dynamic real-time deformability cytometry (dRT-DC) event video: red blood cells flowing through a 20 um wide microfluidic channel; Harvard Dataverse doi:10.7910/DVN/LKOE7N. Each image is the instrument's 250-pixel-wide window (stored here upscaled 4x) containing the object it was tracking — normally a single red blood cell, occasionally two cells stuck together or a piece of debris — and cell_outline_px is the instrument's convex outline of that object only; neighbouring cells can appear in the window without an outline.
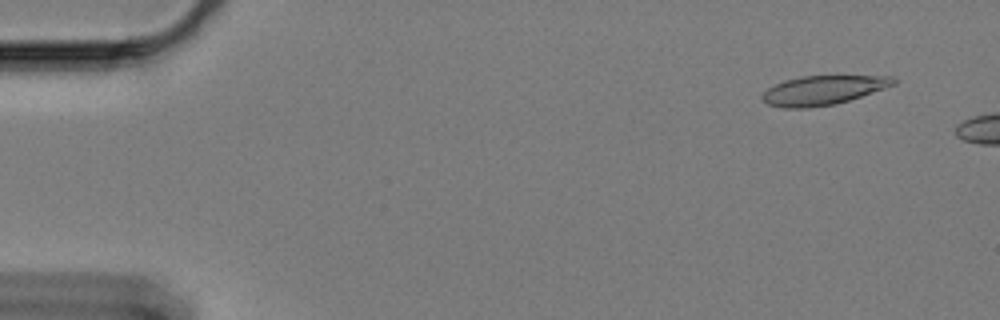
{"species": "Egyptian fruit bat (a non-hibernating species)", "species_latin": "Rousettus aegyptiacus", "temperature_condition": "cold", "stored_images_in_passage": 6, "camera_frame_rate_fps": 3000, "um_per_image_px": 0.085, "animal": {"sex": "female"}, "frame": {"image": 1, "passage_image": 1, "time_ms": 0.0, "image_size_px": [1000, 320], "cell_outline_px": [[896, 84], [836, 104], [808, 108], [784, 108], [768, 104], [760, 96], [768, 88], [784, 80], [804, 76], [892, 76], [896, 80]], "centroid_in_image_um": [69.94, 7.67], "position_along_channel_um": 15.1, "area_um2": 22.08}}